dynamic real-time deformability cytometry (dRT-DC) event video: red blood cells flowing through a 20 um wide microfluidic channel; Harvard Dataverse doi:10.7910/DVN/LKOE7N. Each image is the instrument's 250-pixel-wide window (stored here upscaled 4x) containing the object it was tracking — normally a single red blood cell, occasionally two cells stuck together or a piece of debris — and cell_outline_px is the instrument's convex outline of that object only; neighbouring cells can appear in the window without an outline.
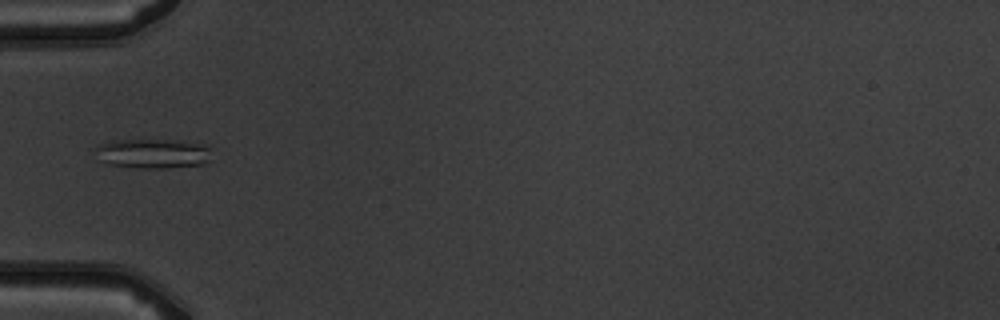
{"species": "common noctule bat (a hibernating species)", "species_latin": "Nyctalus noctula", "temperature_condition": "warm", "stored_images_in_passage": 6, "camera_frame_rate_fps": 3000, "um_per_image_px": 0.085, "animal": {"sex": "male", "body_mass_g": 19.5, "forearm_length_mm": 54.6}, "frame": {"image": 1, "passage_image": 6, "time_ms": 5.667, "image_size_px": [1000, 320], "cell_outline_px": [[212, 160], [204, 164], [168, 168], [136, 168], [112, 164], [104, 160], [92, 148], [100, 144], [112, 140], [184, 140], [208, 144], [212, 148]], "centroid_in_image_um": [13.14, 13.03], "position_along_channel_um": 71.9, "area_um2": 20.46}}